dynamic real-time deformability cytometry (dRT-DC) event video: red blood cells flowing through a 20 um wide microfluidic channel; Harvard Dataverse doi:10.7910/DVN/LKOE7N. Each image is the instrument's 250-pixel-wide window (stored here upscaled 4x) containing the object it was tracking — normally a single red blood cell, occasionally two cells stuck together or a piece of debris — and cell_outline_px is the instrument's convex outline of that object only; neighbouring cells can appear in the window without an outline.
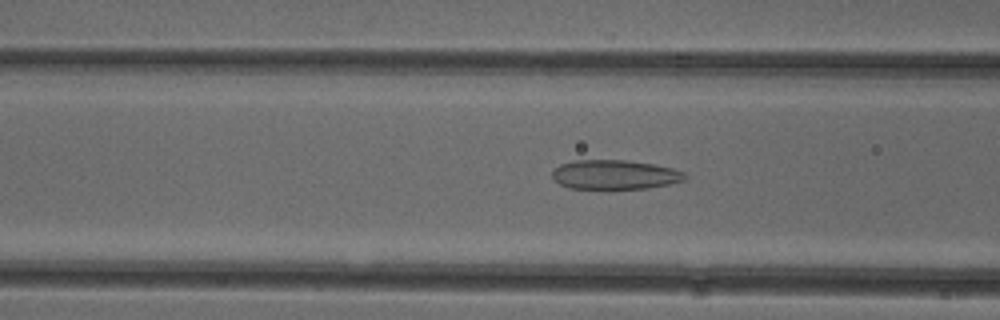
{"species": "common noctule bat (a hibernating species)", "species_latin": "Nyctalus noctula", "temperature_condition": "cold", "stored_images_in_passage": 52, "camera_frame_rate_fps": 3000, "um_per_image_px": 0.085, "animal": {"sex": "female"}, "frame": {"image": 1, "passage_image": 20, "time_ms": 6.333, "image_size_px": [1000, 320], "cell_outline_px": [[688, 176], [684, 180], [668, 184], [648, 188], [568, 188], [560, 184], [552, 176], [552, 172], [560, 164], [572, 160], [624, 160], [652, 164], [672, 168], [684, 172]], "centroid_in_image_um": [52.25, 14.84], "position_along_channel_um": 114.3, "area_um2": 22.48}}
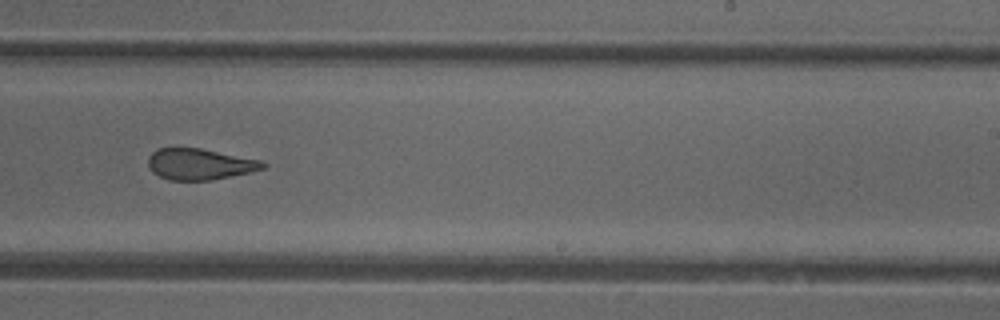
{"frame": {"image": 2, "passage_image": 32, "time_ms": 10.333, "image_size_px": [1000, 320], "cell_outline_px": [[268, 164], [264, 168], [248, 172], [212, 180], [168, 180], [152, 172], [148, 168], [148, 156], [156, 148], [200, 148], [260, 160]], "centroid_in_image_um": [16.93, 13.95], "position_along_channel_um": 272.1, "area_um2": 20.75}}
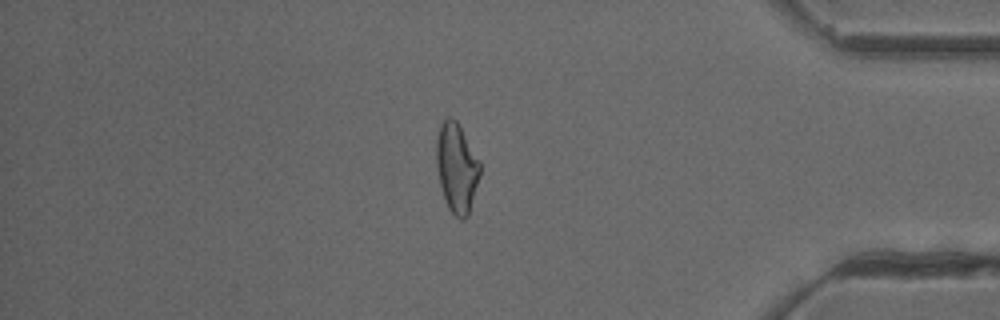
{"frame": {"image": 3, "passage_image": 44, "time_ms": 14.333, "image_size_px": [1000, 320], "cell_outline_px": [[480, 176], [468, 216], [464, 220], [460, 220], [448, 208], [444, 200], [436, 168], [436, 140], [440, 124], [448, 116], [452, 116], [456, 120], [480, 160]], "centroid_in_image_um": [38.81, 14.26], "position_along_channel_um": 396.4, "area_um2": 22.95}, "authors_computed_cell_mechanics": {"area_um2": 23.2067, "velocity_mm_per_s": 3.9331, "shape_relaxation_time_tau1_ms": null, "shape_relaxation_time_tau2_ms": 1.9995, "deformation_change_tau1": null, "deformation_change_tau2": 0.1149}}